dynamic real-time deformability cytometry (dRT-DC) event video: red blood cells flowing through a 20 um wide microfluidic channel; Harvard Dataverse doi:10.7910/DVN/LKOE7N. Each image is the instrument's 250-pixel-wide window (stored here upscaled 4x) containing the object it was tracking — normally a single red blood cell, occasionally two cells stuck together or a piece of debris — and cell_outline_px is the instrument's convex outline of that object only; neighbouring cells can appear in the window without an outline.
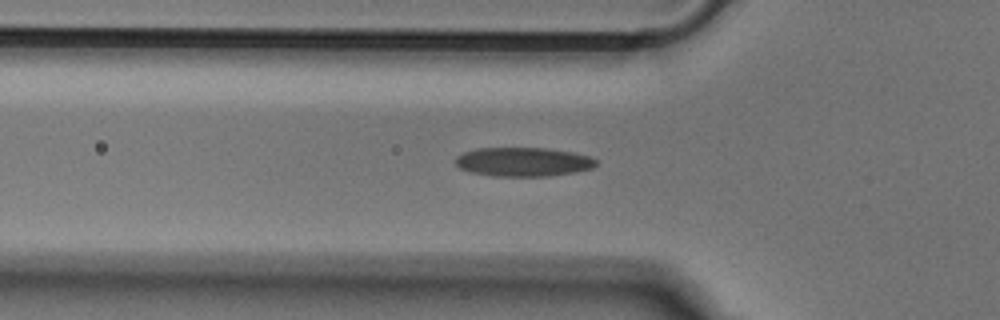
{"species": "Egyptian fruit bat (a non-hibernating species)", "species_latin": "Rousettus aegyptiacus", "temperature_condition": "cold", "stored_images_in_passage": 40, "camera_frame_rate_fps": 3000, "um_per_image_px": 0.085, "animal": {"sex": "male"}, "frame": {"image": 1, "passage_image": 12, "time_ms": 3.667, "image_size_px": [1000, 320], "cell_outline_px": [[596, 164], [592, 168], [572, 172], [548, 176], [496, 176], [472, 172], [460, 168], [456, 164], [456, 156], [464, 152], [476, 148], [544, 148], [572, 152], [588, 156], [596, 160]], "centroid_in_image_um": [44.44, 13.75], "position_along_channel_um": 81.4, "area_um2": 23.47}}
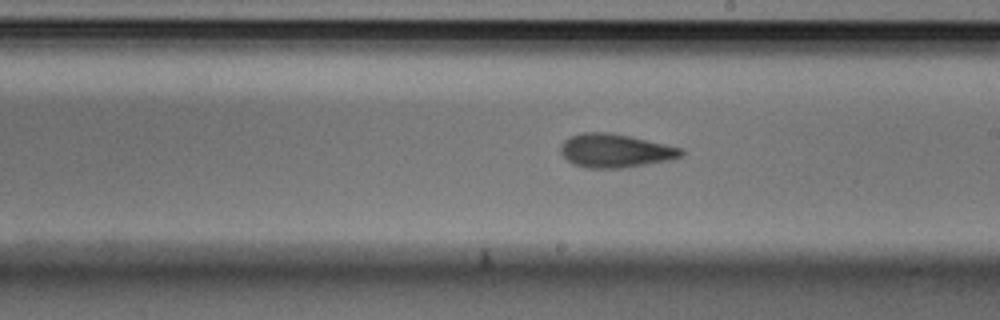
{"frame": {"image": 2, "passage_image": 24, "time_ms": 7.667, "image_size_px": [1000, 320], "cell_outline_px": [[684, 152], [680, 156], [668, 160], [620, 168], [588, 168], [572, 164], [560, 152], [560, 144], [568, 136], [580, 132], [612, 132], [684, 148]], "centroid_in_image_um": [52.25, 12.79], "position_along_channel_um": 236.8, "area_um2": 23.7}}
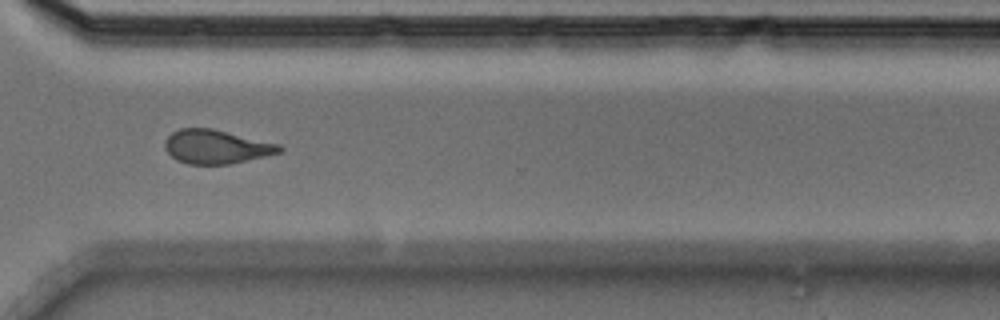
{"frame": {"image": 3, "passage_image": 33, "time_ms": 10.667, "image_size_px": [1000, 320], "cell_outline_px": [[284, 148], [280, 152], [264, 156], [228, 164], [188, 164], [176, 160], [164, 148], [164, 140], [172, 132], [180, 128], [212, 128], [280, 144]], "centroid_in_image_um": [18.35, 12.46], "position_along_channel_um": 352.2, "area_um2": 22.54}}